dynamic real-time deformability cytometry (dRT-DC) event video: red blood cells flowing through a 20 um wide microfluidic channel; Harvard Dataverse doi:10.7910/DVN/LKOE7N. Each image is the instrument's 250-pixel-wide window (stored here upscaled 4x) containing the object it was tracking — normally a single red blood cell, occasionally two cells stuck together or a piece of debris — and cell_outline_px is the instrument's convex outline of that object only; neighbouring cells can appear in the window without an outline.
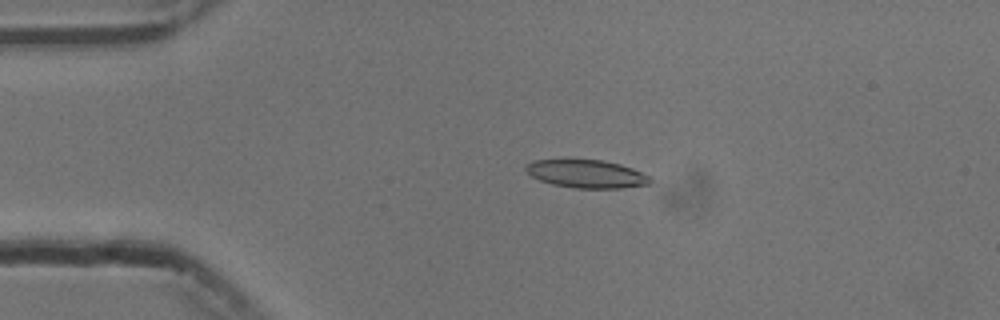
{"species": "common noctule bat (a hibernating species)", "species_latin": "Nyctalus noctula", "temperature_condition": "cold", "stored_images_in_passage": 32, "camera_frame_rate_fps": 3000, "um_per_image_px": 0.085, "animal": {"sex": "male", "body_mass_g": 13.3}, "frame": {"image": 1, "passage_image": 10, "time_ms": 3.0, "image_size_px": [1000, 320], "cell_outline_px": [[652, 184], [620, 188], [576, 188], [552, 184], [540, 180], [532, 176], [524, 168], [524, 164], [532, 160], [568, 156], [604, 160], [620, 164], [632, 168], [648, 176], [652, 180]], "centroid_in_image_um": [49.77, 14.71], "position_along_channel_um": 35.2, "area_um2": 21.33}}
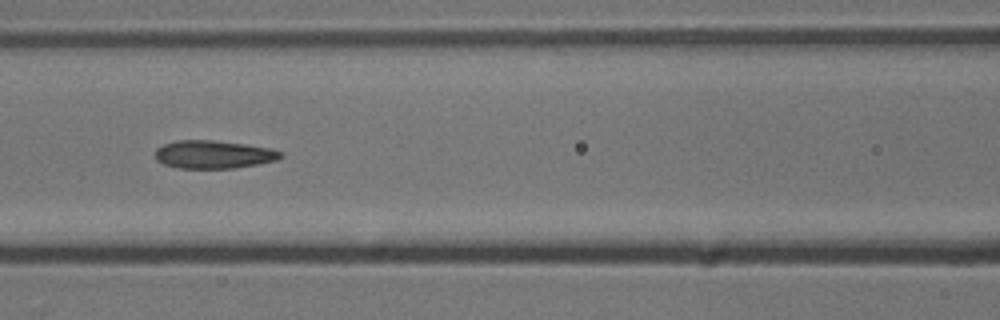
{"frame": {"image": 2, "passage_image": 22, "time_ms": 7.0, "image_size_px": [1000, 320], "cell_outline_px": [[284, 156], [276, 160], [236, 168], [176, 168], [164, 164], [156, 160], [156, 148], [164, 144], [176, 140], [212, 140], [244, 144], [272, 148], [284, 152]], "centroid_in_image_um": [18.17, 13.13], "position_along_channel_um": 148.4, "area_um2": 20.58}}
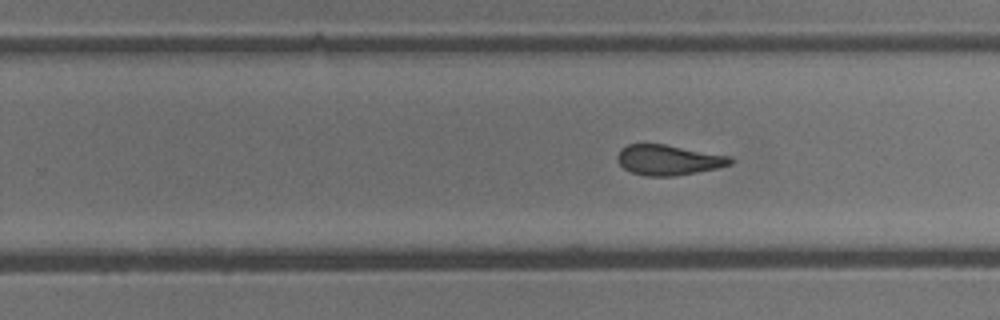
{"frame": {"image": 3, "passage_image": 32, "time_ms": 10.333, "image_size_px": [1000, 320], "cell_outline_px": [[732, 164], [716, 168], [696, 172], [672, 176], [644, 176], [632, 172], [624, 168], [616, 160], [616, 156], [620, 148], [628, 144], [664, 144], [732, 156]], "centroid_in_image_um": [56.79, 13.59], "position_along_channel_um": 273.0, "area_um2": 19.94}}